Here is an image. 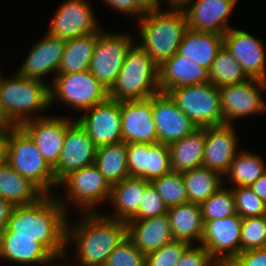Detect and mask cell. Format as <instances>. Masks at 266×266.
<instances>
[{"instance_id":"obj_3","label":"cell","mask_w":266,"mask_h":266,"mask_svg":"<svg viewBox=\"0 0 266 266\" xmlns=\"http://www.w3.org/2000/svg\"><path fill=\"white\" fill-rule=\"evenodd\" d=\"M2 75L0 72V122L20 126L26 121L47 116L38 114L50 107V84L47 81L25 78L16 72L8 78Z\"/></svg>"},{"instance_id":"obj_39","label":"cell","mask_w":266,"mask_h":266,"mask_svg":"<svg viewBox=\"0 0 266 266\" xmlns=\"http://www.w3.org/2000/svg\"><path fill=\"white\" fill-rule=\"evenodd\" d=\"M236 212L244 219L266 215V203L249 186L232 187Z\"/></svg>"},{"instance_id":"obj_45","label":"cell","mask_w":266,"mask_h":266,"mask_svg":"<svg viewBox=\"0 0 266 266\" xmlns=\"http://www.w3.org/2000/svg\"><path fill=\"white\" fill-rule=\"evenodd\" d=\"M213 258L201 244H191L177 261L175 266H210Z\"/></svg>"},{"instance_id":"obj_21","label":"cell","mask_w":266,"mask_h":266,"mask_svg":"<svg viewBox=\"0 0 266 266\" xmlns=\"http://www.w3.org/2000/svg\"><path fill=\"white\" fill-rule=\"evenodd\" d=\"M233 124L206 127L202 166L219 172L228 171L238 153V135ZM237 135V136H236Z\"/></svg>"},{"instance_id":"obj_27","label":"cell","mask_w":266,"mask_h":266,"mask_svg":"<svg viewBox=\"0 0 266 266\" xmlns=\"http://www.w3.org/2000/svg\"><path fill=\"white\" fill-rule=\"evenodd\" d=\"M150 181L143 178L128 177L112 185L109 204L114 207L111 215L103 213L106 217L128 222L139 209L145 187Z\"/></svg>"},{"instance_id":"obj_40","label":"cell","mask_w":266,"mask_h":266,"mask_svg":"<svg viewBox=\"0 0 266 266\" xmlns=\"http://www.w3.org/2000/svg\"><path fill=\"white\" fill-rule=\"evenodd\" d=\"M104 266H145V255L126 236L107 257Z\"/></svg>"},{"instance_id":"obj_30","label":"cell","mask_w":266,"mask_h":266,"mask_svg":"<svg viewBox=\"0 0 266 266\" xmlns=\"http://www.w3.org/2000/svg\"><path fill=\"white\" fill-rule=\"evenodd\" d=\"M45 194L30 180L22 177L5 161L0 164V197L14 206L30 205Z\"/></svg>"},{"instance_id":"obj_26","label":"cell","mask_w":266,"mask_h":266,"mask_svg":"<svg viewBox=\"0 0 266 266\" xmlns=\"http://www.w3.org/2000/svg\"><path fill=\"white\" fill-rule=\"evenodd\" d=\"M222 47L223 35L187 28L177 53L210 70Z\"/></svg>"},{"instance_id":"obj_25","label":"cell","mask_w":266,"mask_h":266,"mask_svg":"<svg viewBox=\"0 0 266 266\" xmlns=\"http://www.w3.org/2000/svg\"><path fill=\"white\" fill-rule=\"evenodd\" d=\"M209 81V70L175 53L159 66V90L167 93L175 87L203 84Z\"/></svg>"},{"instance_id":"obj_46","label":"cell","mask_w":266,"mask_h":266,"mask_svg":"<svg viewBox=\"0 0 266 266\" xmlns=\"http://www.w3.org/2000/svg\"><path fill=\"white\" fill-rule=\"evenodd\" d=\"M234 260L239 266H266V247L240 252Z\"/></svg>"},{"instance_id":"obj_10","label":"cell","mask_w":266,"mask_h":266,"mask_svg":"<svg viewBox=\"0 0 266 266\" xmlns=\"http://www.w3.org/2000/svg\"><path fill=\"white\" fill-rule=\"evenodd\" d=\"M131 34L97 31V43L91 58V74L108 90L115 84L126 54L134 44Z\"/></svg>"},{"instance_id":"obj_51","label":"cell","mask_w":266,"mask_h":266,"mask_svg":"<svg viewBox=\"0 0 266 266\" xmlns=\"http://www.w3.org/2000/svg\"><path fill=\"white\" fill-rule=\"evenodd\" d=\"M139 7L145 12H155V11H162V5L164 3L163 0H137ZM165 1V0H164Z\"/></svg>"},{"instance_id":"obj_22","label":"cell","mask_w":266,"mask_h":266,"mask_svg":"<svg viewBox=\"0 0 266 266\" xmlns=\"http://www.w3.org/2000/svg\"><path fill=\"white\" fill-rule=\"evenodd\" d=\"M238 0H196L183 12L191 30L224 35L232 26L228 24Z\"/></svg>"},{"instance_id":"obj_48","label":"cell","mask_w":266,"mask_h":266,"mask_svg":"<svg viewBox=\"0 0 266 266\" xmlns=\"http://www.w3.org/2000/svg\"><path fill=\"white\" fill-rule=\"evenodd\" d=\"M14 205L0 197V232H2L8 224Z\"/></svg>"},{"instance_id":"obj_29","label":"cell","mask_w":266,"mask_h":266,"mask_svg":"<svg viewBox=\"0 0 266 266\" xmlns=\"http://www.w3.org/2000/svg\"><path fill=\"white\" fill-rule=\"evenodd\" d=\"M167 215L174 240L190 244L200 241L203 236L204 221L201 206L191 202L168 208Z\"/></svg>"},{"instance_id":"obj_36","label":"cell","mask_w":266,"mask_h":266,"mask_svg":"<svg viewBox=\"0 0 266 266\" xmlns=\"http://www.w3.org/2000/svg\"><path fill=\"white\" fill-rule=\"evenodd\" d=\"M167 208L188 202L182 173L171 171L151 181Z\"/></svg>"},{"instance_id":"obj_52","label":"cell","mask_w":266,"mask_h":266,"mask_svg":"<svg viewBox=\"0 0 266 266\" xmlns=\"http://www.w3.org/2000/svg\"><path fill=\"white\" fill-rule=\"evenodd\" d=\"M196 0H165L167 10L184 11L189 5L193 4ZM192 2V3H191Z\"/></svg>"},{"instance_id":"obj_7","label":"cell","mask_w":266,"mask_h":266,"mask_svg":"<svg viewBox=\"0 0 266 266\" xmlns=\"http://www.w3.org/2000/svg\"><path fill=\"white\" fill-rule=\"evenodd\" d=\"M61 185L65 187L66 199L57 195L56 198L65 210L69 208L66 202L70 201L80 213H94L98 212L96 208L102 200H110L112 186L95 164L69 173L58 183V188Z\"/></svg>"},{"instance_id":"obj_35","label":"cell","mask_w":266,"mask_h":266,"mask_svg":"<svg viewBox=\"0 0 266 266\" xmlns=\"http://www.w3.org/2000/svg\"><path fill=\"white\" fill-rule=\"evenodd\" d=\"M248 79L250 78L244 72L241 64L223 46L209 70V81L220 88Z\"/></svg>"},{"instance_id":"obj_11","label":"cell","mask_w":266,"mask_h":266,"mask_svg":"<svg viewBox=\"0 0 266 266\" xmlns=\"http://www.w3.org/2000/svg\"><path fill=\"white\" fill-rule=\"evenodd\" d=\"M265 89V81L253 78L220 87L223 124L232 125L234 119L266 113V102L261 95Z\"/></svg>"},{"instance_id":"obj_2","label":"cell","mask_w":266,"mask_h":266,"mask_svg":"<svg viewBox=\"0 0 266 266\" xmlns=\"http://www.w3.org/2000/svg\"><path fill=\"white\" fill-rule=\"evenodd\" d=\"M98 210L81 213L80 221L72 226L71 219L67 220L66 249L74 242L76 266H104L110 253L127 236V222L108 218Z\"/></svg>"},{"instance_id":"obj_17","label":"cell","mask_w":266,"mask_h":266,"mask_svg":"<svg viewBox=\"0 0 266 266\" xmlns=\"http://www.w3.org/2000/svg\"><path fill=\"white\" fill-rule=\"evenodd\" d=\"M242 219L237 213L223 219L204 221L200 244L213 259H234L240 253Z\"/></svg>"},{"instance_id":"obj_43","label":"cell","mask_w":266,"mask_h":266,"mask_svg":"<svg viewBox=\"0 0 266 266\" xmlns=\"http://www.w3.org/2000/svg\"><path fill=\"white\" fill-rule=\"evenodd\" d=\"M171 171L168 145L160 142L149 144L148 181Z\"/></svg>"},{"instance_id":"obj_31","label":"cell","mask_w":266,"mask_h":266,"mask_svg":"<svg viewBox=\"0 0 266 266\" xmlns=\"http://www.w3.org/2000/svg\"><path fill=\"white\" fill-rule=\"evenodd\" d=\"M96 43L97 32L68 40L57 74L88 71Z\"/></svg>"},{"instance_id":"obj_37","label":"cell","mask_w":266,"mask_h":266,"mask_svg":"<svg viewBox=\"0 0 266 266\" xmlns=\"http://www.w3.org/2000/svg\"><path fill=\"white\" fill-rule=\"evenodd\" d=\"M200 206L203 221L223 219L237 214L235 197L230 187L222 186Z\"/></svg>"},{"instance_id":"obj_16","label":"cell","mask_w":266,"mask_h":266,"mask_svg":"<svg viewBox=\"0 0 266 266\" xmlns=\"http://www.w3.org/2000/svg\"><path fill=\"white\" fill-rule=\"evenodd\" d=\"M74 121L68 116H46L24 122L20 127L31 137L43 158L53 168L61 155L65 134Z\"/></svg>"},{"instance_id":"obj_32","label":"cell","mask_w":266,"mask_h":266,"mask_svg":"<svg viewBox=\"0 0 266 266\" xmlns=\"http://www.w3.org/2000/svg\"><path fill=\"white\" fill-rule=\"evenodd\" d=\"M94 164L111 186L128 178L126 143L98 147Z\"/></svg>"},{"instance_id":"obj_28","label":"cell","mask_w":266,"mask_h":266,"mask_svg":"<svg viewBox=\"0 0 266 266\" xmlns=\"http://www.w3.org/2000/svg\"><path fill=\"white\" fill-rule=\"evenodd\" d=\"M205 140L206 127H198L186 137L168 145L171 170L183 173L202 167Z\"/></svg>"},{"instance_id":"obj_6","label":"cell","mask_w":266,"mask_h":266,"mask_svg":"<svg viewBox=\"0 0 266 266\" xmlns=\"http://www.w3.org/2000/svg\"><path fill=\"white\" fill-rule=\"evenodd\" d=\"M5 162L22 177L30 180L45 195H52L54 188L58 189L53 168L43 158L31 137L20 126L10 128Z\"/></svg>"},{"instance_id":"obj_42","label":"cell","mask_w":266,"mask_h":266,"mask_svg":"<svg viewBox=\"0 0 266 266\" xmlns=\"http://www.w3.org/2000/svg\"><path fill=\"white\" fill-rule=\"evenodd\" d=\"M129 177L148 181L149 144L126 143Z\"/></svg>"},{"instance_id":"obj_12","label":"cell","mask_w":266,"mask_h":266,"mask_svg":"<svg viewBox=\"0 0 266 266\" xmlns=\"http://www.w3.org/2000/svg\"><path fill=\"white\" fill-rule=\"evenodd\" d=\"M88 0H65L53 14L47 33L65 41L97 32L100 25Z\"/></svg>"},{"instance_id":"obj_47","label":"cell","mask_w":266,"mask_h":266,"mask_svg":"<svg viewBox=\"0 0 266 266\" xmlns=\"http://www.w3.org/2000/svg\"><path fill=\"white\" fill-rule=\"evenodd\" d=\"M104 4L113 8L116 12L124 13L127 16L138 17L139 20L145 12L139 7L137 0H102Z\"/></svg>"},{"instance_id":"obj_4","label":"cell","mask_w":266,"mask_h":266,"mask_svg":"<svg viewBox=\"0 0 266 266\" xmlns=\"http://www.w3.org/2000/svg\"><path fill=\"white\" fill-rule=\"evenodd\" d=\"M137 21L142 40L138 45L158 66L178 52L188 28L185 13L176 10L148 12Z\"/></svg>"},{"instance_id":"obj_8","label":"cell","mask_w":266,"mask_h":266,"mask_svg":"<svg viewBox=\"0 0 266 266\" xmlns=\"http://www.w3.org/2000/svg\"><path fill=\"white\" fill-rule=\"evenodd\" d=\"M49 86L50 106L56 101L85 111L109 99V90L88 71L57 74Z\"/></svg>"},{"instance_id":"obj_41","label":"cell","mask_w":266,"mask_h":266,"mask_svg":"<svg viewBox=\"0 0 266 266\" xmlns=\"http://www.w3.org/2000/svg\"><path fill=\"white\" fill-rule=\"evenodd\" d=\"M190 245L182 240H173L160 249L146 254L145 266H175Z\"/></svg>"},{"instance_id":"obj_49","label":"cell","mask_w":266,"mask_h":266,"mask_svg":"<svg viewBox=\"0 0 266 266\" xmlns=\"http://www.w3.org/2000/svg\"><path fill=\"white\" fill-rule=\"evenodd\" d=\"M12 125L0 122V164L5 161L6 143Z\"/></svg>"},{"instance_id":"obj_20","label":"cell","mask_w":266,"mask_h":266,"mask_svg":"<svg viewBox=\"0 0 266 266\" xmlns=\"http://www.w3.org/2000/svg\"><path fill=\"white\" fill-rule=\"evenodd\" d=\"M121 127L125 143H157L152 96L145 100L121 101Z\"/></svg>"},{"instance_id":"obj_18","label":"cell","mask_w":266,"mask_h":266,"mask_svg":"<svg viewBox=\"0 0 266 266\" xmlns=\"http://www.w3.org/2000/svg\"><path fill=\"white\" fill-rule=\"evenodd\" d=\"M65 40L51 36L46 32V35L39 41L34 43L25 60L21 64L17 72L19 76L36 79L45 82L46 75L53 73L57 75L61 64Z\"/></svg>"},{"instance_id":"obj_50","label":"cell","mask_w":266,"mask_h":266,"mask_svg":"<svg viewBox=\"0 0 266 266\" xmlns=\"http://www.w3.org/2000/svg\"><path fill=\"white\" fill-rule=\"evenodd\" d=\"M266 203V172L249 186Z\"/></svg>"},{"instance_id":"obj_1","label":"cell","mask_w":266,"mask_h":266,"mask_svg":"<svg viewBox=\"0 0 266 266\" xmlns=\"http://www.w3.org/2000/svg\"><path fill=\"white\" fill-rule=\"evenodd\" d=\"M68 215L54 193L44 195L33 204L14 206L6 229L14 237L34 238L57 261L65 263L71 259L66 251Z\"/></svg>"},{"instance_id":"obj_15","label":"cell","mask_w":266,"mask_h":266,"mask_svg":"<svg viewBox=\"0 0 266 266\" xmlns=\"http://www.w3.org/2000/svg\"><path fill=\"white\" fill-rule=\"evenodd\" d=\"M223 46L241 64L249 78L266 82V56L262 39L247 30L233 27L223 35Z\"/></svg>"},{"instance_id":"obj_34","label":"cell","mask_w":266,"mask_h":266,"mask_svg":"<svg viewBox=\"0 0 266 266\" xmlns=\"http://www.w3.org/2000/svg\"><path fill=\"white\" fill-rule=\"evenodd\" d=\"M265 172V162L259 155L239 149L223 177L227 176L233 187L250 186Z\"/></svg>"},{"instance_id":"obj_38","label":"cell","mask_w":266,"mask_h":266,"mask_svg":"<svg viewBox=\"0 0 266 266\" xmlns=\"http://www.w3.org/2000/svg\"><path fill=\"white\" fill-rule=\"evenodd\" d=\"M240 252L266 247V215L242 219Z\"/></svg>"},{"instance_id":"obj_19","label":"cell","mask_w":266,"mask_h":266,"mask_svg":"<svg viewBox=\"0 0 266 266\" xmlns=\"http://www.w3.org/2000/svg\"><path fill=\"white\" fill-rule=\"evenodd\" d=\"M152 111L158 142L165 145L181 140L198 128L167 93L152 96Z\"/></svg>"},{"instance_id":"obj_33","label":"cell","mask_w":266,"mask_h":266,"mask_svg":"<svg viewBox=\"0 0 266 266\" xmlns=\"http://www.w3.org/2000/svg\"><path fill=\"white\" fill-rule=\"evenodd\" d=\"M188 202L201 205L223 186L224 178L219 172L199 167L182 173Z\"/></svg>"},{"instance_id":"obj_14","label":"cell","mask_w":266,"mask_h":266,"mask_svg":"<svg viewBox=\"0 0 266 266\" xmlns=\"http://www.w3.org/2000/svg\"><path fill=\"white\" fill-rule=\"evenodd\" d=\"M65 134L64 144L58 163L53 167L56 182L59 183L69 173L94 164L97 146L89 138L86 130L73 119Z\"/></svg>"},{"instance_id":"obj_53","label":"cell","mask_w":266,"mask_h":266,"mask_svg":"<svg viewBox=\"0 0 266 266\" xmlns=\"http://www.w3.org/2000/svg\"><path fill=\"white\" fill-rule=\"evenodd\" d=\"M210 266H239L234 259H213Z\"/></svg>"},{"instance_id":"obj_5","label":"cell","mask_w":266,"mask_h":266,"mask_svg":"<svg viewBox=\"0 0 266 266\" xmlns=\"http://www.w3.org/2000/svg\"><path fill=\"white\" fill-rule=\"evenodd\" d=\"M160 93L159 66L138 45L128 50L109 99L116 101L145 100Z\"/></svg>"},{"instance_id":"obj_44","label":"cell","mask_w":266,"mask_h":266,"mask_svg":"<svg viewBox=\"0 0 266 266\" xmlns=\"http://www.w3.org/2000/svg\"><path fill=\"white\" fill-rule=\"evenodd\" d=\"M168 208L150 182L144 189L138 212L131 219H147L167 214Z\"/></svg>"},{"instance_id":"obj_24","label":"cell","mask_w":266,"mask_h":266,"mask_svg":"<svg viewBox=\"0 0 266 266\" xmlns=\"http://www.w3.org/2000/svg\"><path fill=\"white\" fill-rule=\"evenodd\" d=\"M127 236L144 255L174 240L167 214L147 219H130L127 222Z\"/></svg>"},{"instance_id":"obj_23","label":"cell","mask_w":266,"mask_h":266,"mask_svg":"<svg viewBox=\"0 0 266 266\" xmlns=\"http://www.w3.org/2000/svg\"><path fill=\"white\" fill-rule=\"evenodd\" d=\"M1 259L24 266L30 264L59 266L57 265L58 261L34 238L14 237V233L9 232L6 228L0 232Z\"/></svg>"},{"instance_id":"obj_9","label":"cell","mask_w":266,"mask_h":266,"mask_svg":"<svg viewBox=\"0 0 266 266\" xmlns=\"http://www.w3.org/2000/svg\"><path fill=\"white\" fill-rule=\"evenodd\" d=\"M167 94L197 127L223 125L219 87L211 82L175 87Z\"/></svg>"},{"instance_id":"obj_13","label":"cell","mask_w":266,"mask_h":266,"mask_svg":"<svg viewBox=\"0 0 266 266\" xmlns=\"http://www.w3.org/2000/svg\"><path fill=\"white\" fill-rule=\"evenodd\" d=\"M83 112L76 120L97 147L123 142L120 101L108 99Z\"/></svg>"}]
</instances>
